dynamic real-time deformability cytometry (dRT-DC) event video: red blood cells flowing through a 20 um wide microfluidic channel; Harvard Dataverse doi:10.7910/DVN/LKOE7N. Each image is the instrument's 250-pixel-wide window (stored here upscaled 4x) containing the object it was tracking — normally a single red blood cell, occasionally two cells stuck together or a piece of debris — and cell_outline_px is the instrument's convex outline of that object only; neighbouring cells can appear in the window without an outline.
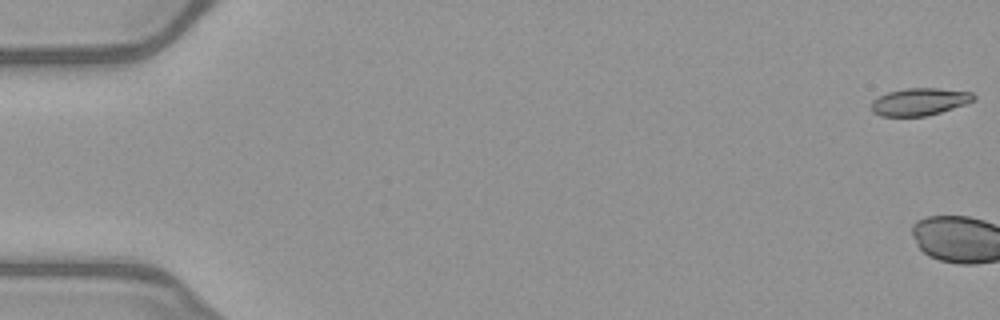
{"species": "common noctule bat (a hibernating species)", "species_latin": "Nyctalus noctula", "temperature_condition": "warm", "stored_images_in_passage": 3, "camera_frame_rate_fps": 3000, "um_per_image_px": 0.085, "animal": {"sex": "female", "body_mass_g": 21.9}, "frame": {"image": 1, "passage_image": 1, "time_ms": 0.0, "image_size_px": [1000, 320], "cell_outline_px": [[976, 100], [928, 116], [880, 116], [872, 112], [872, 100], [888, 92], [908, 88], [936, 88], [972, 92], [976, 96]], "centroid_in_image_um": [78.17, 8.65], "position_along_channel_um": 6.8, "area_um2": 16.24}}